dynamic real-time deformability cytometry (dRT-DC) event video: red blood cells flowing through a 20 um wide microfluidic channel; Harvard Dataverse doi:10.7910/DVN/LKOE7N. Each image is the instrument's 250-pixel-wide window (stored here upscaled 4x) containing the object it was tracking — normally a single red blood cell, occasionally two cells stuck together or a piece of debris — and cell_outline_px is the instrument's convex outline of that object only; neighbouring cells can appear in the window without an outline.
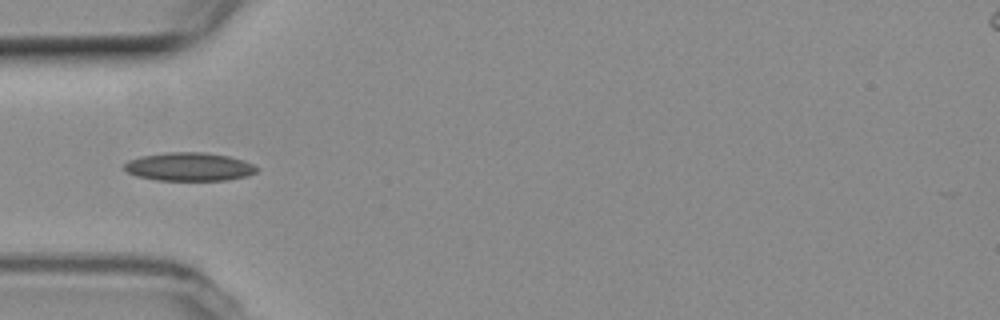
{"species": "common noctule bat (a hibernating species)", "species_latin": "Nyctalus noctula", "temperature_condition": "room temperature", "stored_images_in_passage": 38, "camera_frame_rate_fps": 3000, "um_per_image_px": 0.085, "animal": {"sex": "female", "body_mass_g": 19.3, "forearm_length_mm": 54.1}, "frame": {"image": 1, "passage_image": 1, "time_ms": 0.0, "image_size_px": [1000, 320], "cell_outline_px": [[256, 172], [248, 176], [228, 180], [156, 180], [136, 176], [128, 172], [124, 168], [124, 164], [128, 160], [140, 156], [168, 152], [204, 152], [228, 156], [244, 160], [252, 164], [256, 168]], "centroid_in_image_um": [16.06, 14.17], "position_along_channel_um": 68.9, "area_um2": 21.91}}
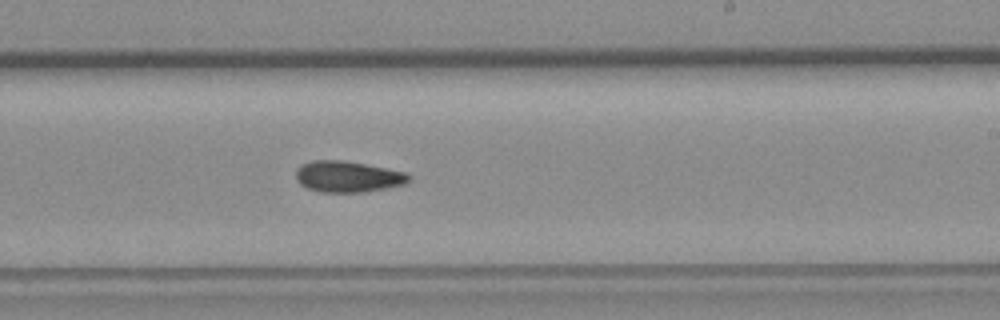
{"frame": {"image": 2, "passage_image": 16, "time_ms": 5.0, "image_size_px": [1000, 320], "cell_outline_px": [[412, 180], [404, 184], [388, 188], [364, 192], [320, 192], [308, 188], [300, 184], [296, 180], [296, 168], [300, 164], [312, 160], [340, 160], [364, 164], [404, 172], [412, 176]], "centroid_in_image_um": [29.54, 15.02], "position_along_channel_um": 259.5, "area_um2": 20.58}}
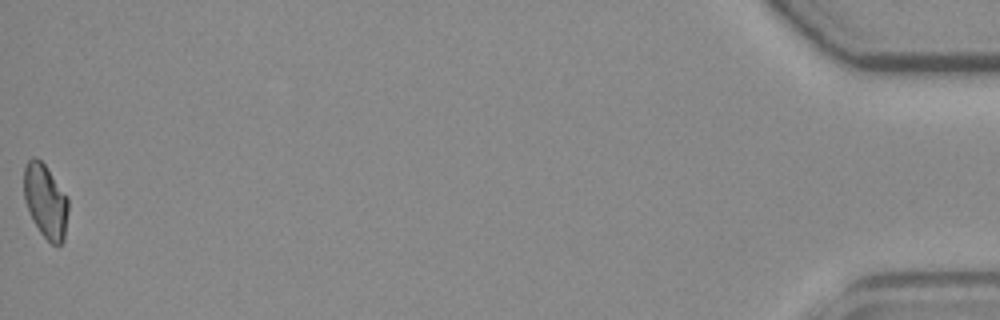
{"frame": {"image": 3, "passage_image": 38, "time_ms": 12.333, "image_size_px": [1000, 320], "cell_outline_px": [[68, 212], [64, 240], [56, 248], [40, 232], [32, 220], [24, 200], [24, 168], [28, 160], [32, 156], [36, 156], [44, 164], [68, 196]], "centroid_in_image_um": [3.87, 17.1], "position_along_channel_um": 431.3, "area_um2": 19.31}}